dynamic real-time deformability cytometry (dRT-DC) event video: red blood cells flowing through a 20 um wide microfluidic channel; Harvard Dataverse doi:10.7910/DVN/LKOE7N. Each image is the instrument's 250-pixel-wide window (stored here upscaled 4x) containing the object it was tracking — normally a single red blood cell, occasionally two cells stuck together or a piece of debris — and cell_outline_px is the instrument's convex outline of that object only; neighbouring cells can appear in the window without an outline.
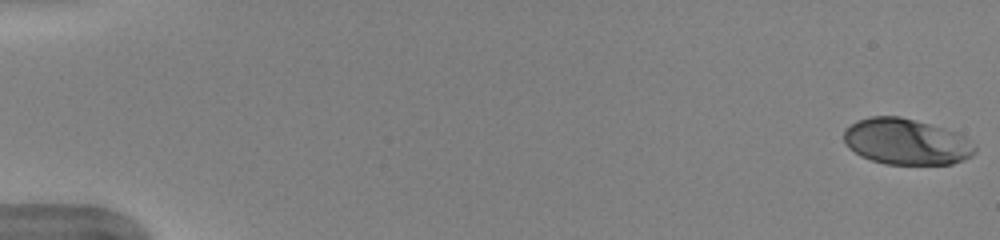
{"species": "human", "species_latin": "Homo sapiens", "temperature_condition": "warm", "stored_images_in_passage": 51, "camera_frame_rate_fps": 3000, "um_per_image_px": 0.085, "donor": {"sex": "female"}, "frame": {"image": 1, "passage_image": 1, "time_ms": 0.0, "image_size_px": [1000, 240], "cell_outline_px": [[976, 152], [972, 156], [964, 160], [952, 164], [884, 164], [860, 156], [848, 148], [844, 140], [844, 128], [856, 120], [872, 116], [900, 116], [956, 132], [964, 136], [976, 144]], "centroid_in_image_um": [77.03, 12.05], "position_along_channel_um": 8.0, "area_um2": 35.37}}
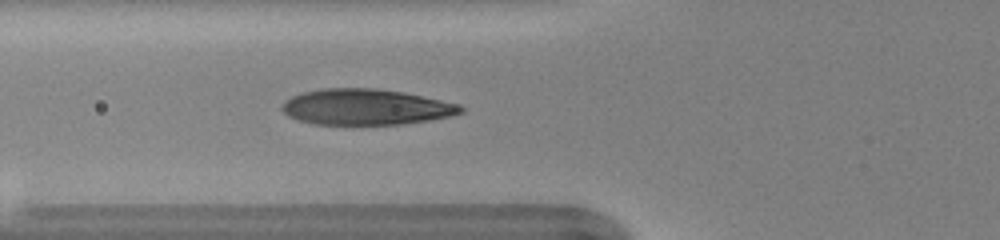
{"frame": {"image": 2, "passage_image": 20, "time_ms": 6.333, "image_size_px": [1000, 240], "cell_outline_px": [[464, 112], [448, 116], [428, 120], [400, 124], [316, 124], [300, 120], [288, 116], [280, 108], [292, 96], [300, 92], [324, 88], [376, 88], [404, 92], [460, 104], [464, 108]], "centroid_in_image_um": [31.11, 9.08], "position_along_channel_um": 94.7, "area_um2": 37.11}}
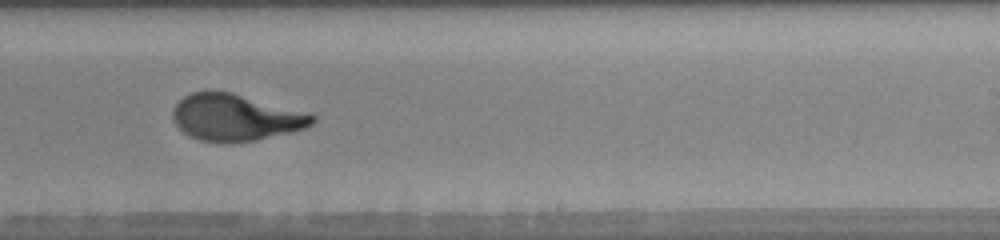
{"frame": {"image": 3, "passage_image": 33, "time_ms": 10.667, "image_size_px": [1000, 240], "cell_outline_px": [[316, 120], [312, 124], [304, 128], [292, 132], [256, 140], [228, 144], [200, 140], [188, 136], [176, 124], [172, 116], [172, 108], [184, 96], [192, 92], [232, 92], [312, 112], [316, 116]], "centroid_in_image_um": [20.08, 9.99], "position_along_channel_um": 268.9, "area_um2": 38.49}, "authors_computed_cell_mechanics": {"area_um2": 37.6856, "velocity_mm_per_s": 4.0118, "shape_relaxation_time_tau1_ms": 4.2882, "shape_relaxation_time_tau2_ms": null, "deformation_change_tau1": 0.213, "deformation_change_tau2": null}}